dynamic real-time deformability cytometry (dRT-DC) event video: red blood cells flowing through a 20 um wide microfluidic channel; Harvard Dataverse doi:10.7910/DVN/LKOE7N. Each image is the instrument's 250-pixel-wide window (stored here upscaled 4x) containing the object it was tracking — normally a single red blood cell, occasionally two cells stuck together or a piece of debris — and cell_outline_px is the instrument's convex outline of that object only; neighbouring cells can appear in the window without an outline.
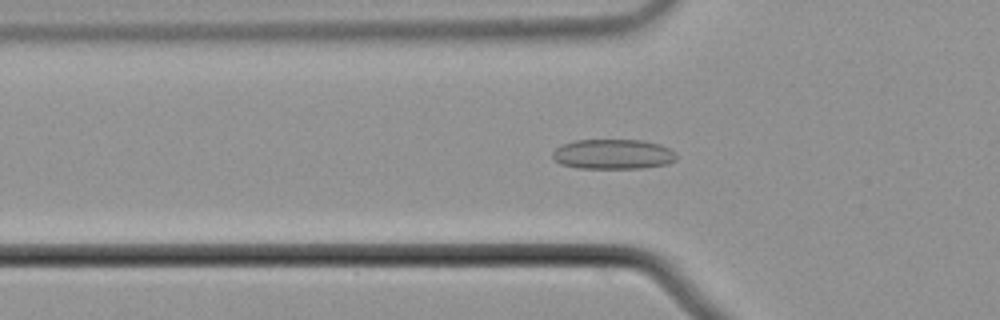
{"species": "common noctule bat (a hibernating species)", "species_latin": "Nyctalus noctula", "temperature_condition": "cold", "stored_images_in_passage": 56, "camera_frame_rate_fps": 3000, "um_per_image_px": 0.085, "animal": {"sex": "male", "body_mass_g": 21.5, "forearm_length_mm": 52.0}, "frame": {"image": 1, "passage_image": 19, "time_ms": 6.0, "image_size_px": [1000, 320], "cell_outline_px": [[676, 160], [668, 164], [640, 168], [576, 168], [560, 164], [552, 156], [552, 152], [556, 148], [564, 144], [576, 140], [640, 140], [660, 144], [676, 152]], "centroid_in_image_um": [52.12, 13.11], "position_along_channel_um": 73.7, "area_um2": 21.62}}
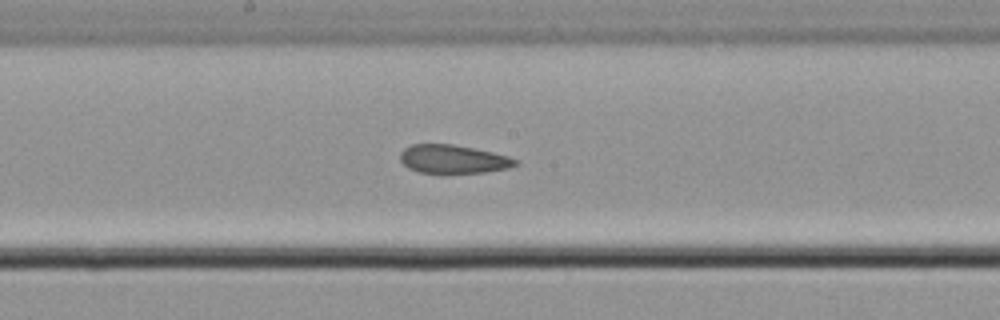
{"frame": {"image": 2, "passage_image": 30, "time_ms": 9.667, "image_size_px": [1000, 320], "cell_outline_px": [[516, 164], [508, 168], [484, 172], [444, 176], [440, 176], [420, 172], [408, 168], [400, 160], [400, 152], [404, 148], [412, 144], [452, 144], [492, 152], [508, 156], [516, 160]], "centroid_in_image_um": [38.45, 13.57], "position_along_channel_um": 209.7, "area_um2": 19.71}}
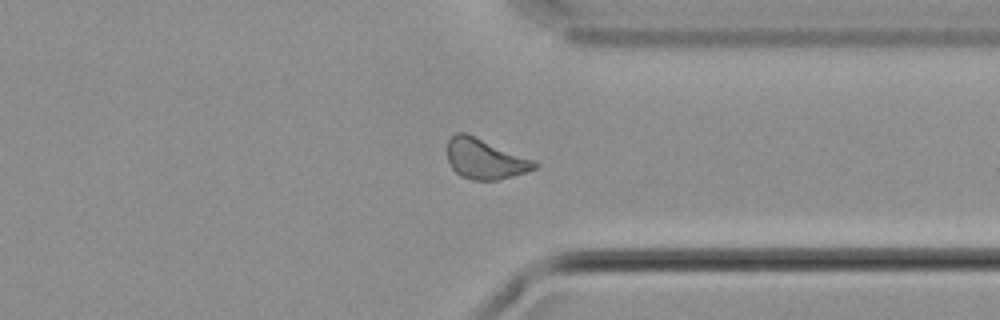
{"frame": {"image": 3, "passage_image": 43, "time_ms": 14.0, "image_size_px": [1000, 320], "cell_outline_px": [[540, 164], [536, 168], [500, 180], [472, 180], [460, 176], [452, 168], [448, 160], [448, 140], [456, 132], [464, 132], [536, 160]], "centroid_in_image_um": [41.24, 13.51], "position_along_channel_um": 370.2, "area_um2": 20.46}, "authors_computed_cell_mechanics": {"area_um2": 20.5479, "velocity_mm_per_s": 3.7255, "shape_relaxation_time_tau1_ms": null, "shape_relaxation_time_tau2_ms": 8.3276, "deformation_change_tau1": null, "deformation_change_tau2": 0.1479}}